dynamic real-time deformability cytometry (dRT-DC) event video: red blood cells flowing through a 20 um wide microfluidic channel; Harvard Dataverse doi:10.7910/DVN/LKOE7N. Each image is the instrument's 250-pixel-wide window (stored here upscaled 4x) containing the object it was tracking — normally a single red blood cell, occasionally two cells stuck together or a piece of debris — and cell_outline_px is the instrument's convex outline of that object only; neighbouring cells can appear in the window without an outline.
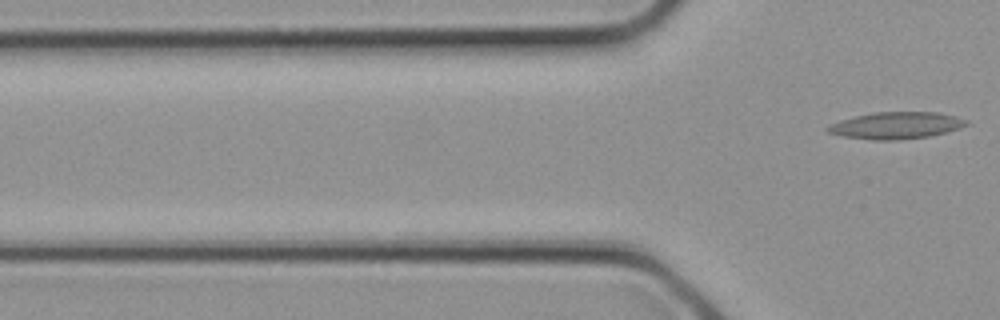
{"species": "common noctule bat (a hibernating species)", "species_latin": "Nyctalus noctula", "temperature_condition": "cold", "stored_images_in_passage": 4, "camera_frame_rate_fps": 3000, "um_per_image_px": 0.085, "animal": {"sex": "female", "body_mass_g": 21.9}, "frame": {"image": 1, "passage_image": 4, "time_ms": 1.0, "image_size_px": [1000, 320], "cell_outline_px": [[968, 124], [960, 128], [928, 136], [900, 140], [872, 140], [840, 136], [828, 132], [824, 128], [828, 124], [840, 120], [872, 112], [940, 112], [956, 116], [968, 120]], "centroid_in_image_um": [76.13, 10.66], "position_along_channel_um": 49.7, "area_um2": 21.85}}